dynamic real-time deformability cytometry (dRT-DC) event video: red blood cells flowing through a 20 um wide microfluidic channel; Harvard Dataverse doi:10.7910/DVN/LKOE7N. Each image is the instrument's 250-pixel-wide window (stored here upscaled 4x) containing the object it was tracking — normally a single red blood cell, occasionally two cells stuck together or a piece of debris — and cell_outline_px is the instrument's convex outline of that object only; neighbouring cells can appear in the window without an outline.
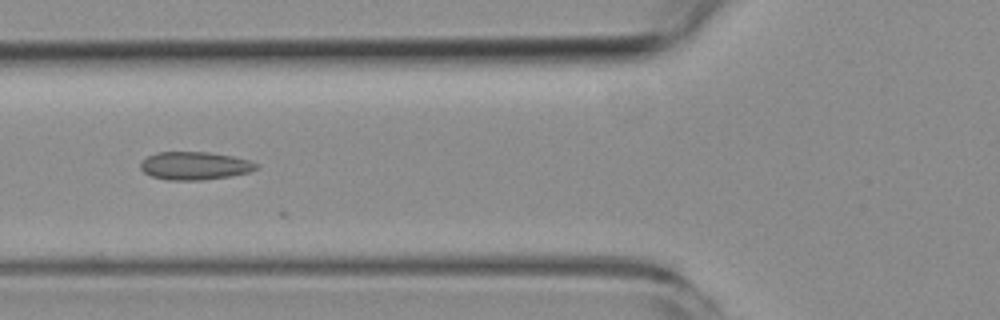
{"species": "common noctule bat (a hibernating species)", "species_latin": "Nyctalus noctula", "temperature_condition": "room temperature", "stored_images_in_passage": 6, "camera_frame_rate_fps": 3000, "um_per_image_px": 0.085, "animal": {"sex": "female", "body_mass_g": 19.3, "forearm_length_mm": 54.1}, "frame": {"image": 1, "passage_image": 4, "time_ms": 3.333, "image_size_px": [1000, 320], "cell_outline_px": [[260, 168], [248, 172], [232, 176], [204, 180], [168, 180], [152, 176], [144, 172], [140, 168], [140, 164], [148, 156], [156, 152], [208, 152], [232, 156], [248, 160], [260, 164]], "centroid_in_image_um": [16.59, 14.09], "position_along_channel_um": 109.2, "area_um2": 18.96}}
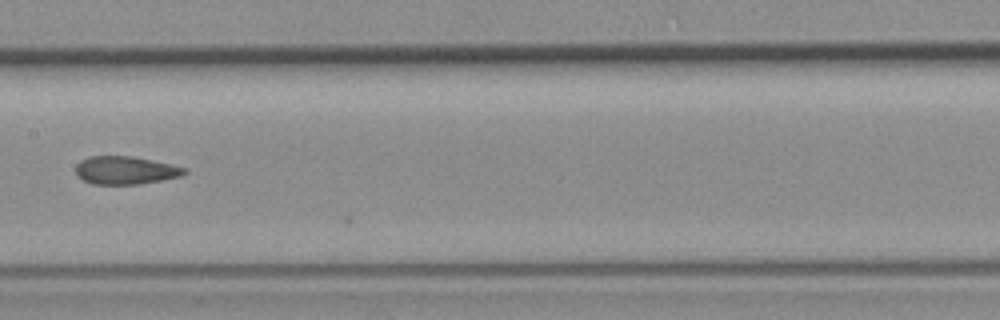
{"frame": {"image": 2, "passage_image": 6, "time_ms": 5.667, "image_size_px": [1000, 320], "cell_outline_px": [[188, 172], [180, 176], [140, 184], [92, 184], [76, 176], [76, 164], [80, 160], [88, 156], [132, 156], [172, 164], [188, 168]], "centroid_in_image_um": [10.66, 14.47], "position_along_channel_um": 196.7, "area_um2": 17.86}}